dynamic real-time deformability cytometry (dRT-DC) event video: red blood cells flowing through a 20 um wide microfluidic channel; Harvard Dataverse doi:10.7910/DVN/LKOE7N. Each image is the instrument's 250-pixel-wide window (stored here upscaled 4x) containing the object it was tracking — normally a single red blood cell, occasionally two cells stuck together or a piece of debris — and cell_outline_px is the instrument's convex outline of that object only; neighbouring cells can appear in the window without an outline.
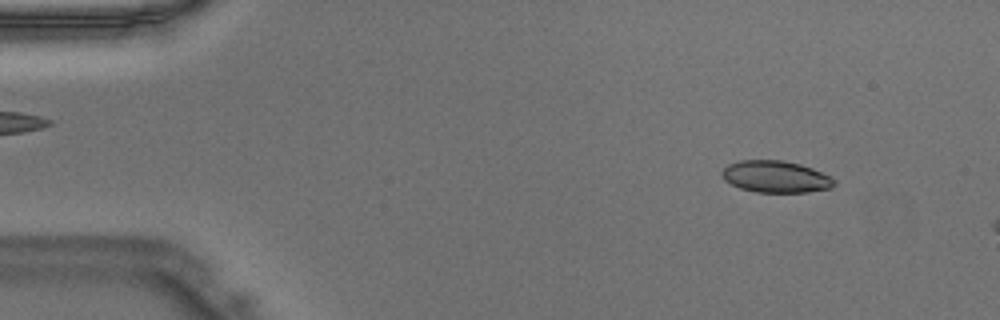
{"species": "Egyptian fruit bat (a non-hibernating species)", "species_latin": "Rousettus aegyptiacus", "temperature_condition": "warm", "stored_images_in_passage": 11, "camera_frame_rate_fps": 3000, "um_per_image_px": 0.085, "animal": {"sex": "male"}, "frame": {"image": 1, "passage_image": 5, "time_ms": 1.333, "image_size_px": [1000, 320], "cell_outline_px": [[836, 184], [832, 188], [808, 192], [756, 192], [740, 188], [724, 180], [720, 172], [728, 164], [740, 160], [784, 160], [800, 164], [812, 168], [832, 176], [836, 180]], "centroid_in_image_um": [65.96, 15.01], "position_along_channel_um": 19.0, "area_um2": 21.04}}